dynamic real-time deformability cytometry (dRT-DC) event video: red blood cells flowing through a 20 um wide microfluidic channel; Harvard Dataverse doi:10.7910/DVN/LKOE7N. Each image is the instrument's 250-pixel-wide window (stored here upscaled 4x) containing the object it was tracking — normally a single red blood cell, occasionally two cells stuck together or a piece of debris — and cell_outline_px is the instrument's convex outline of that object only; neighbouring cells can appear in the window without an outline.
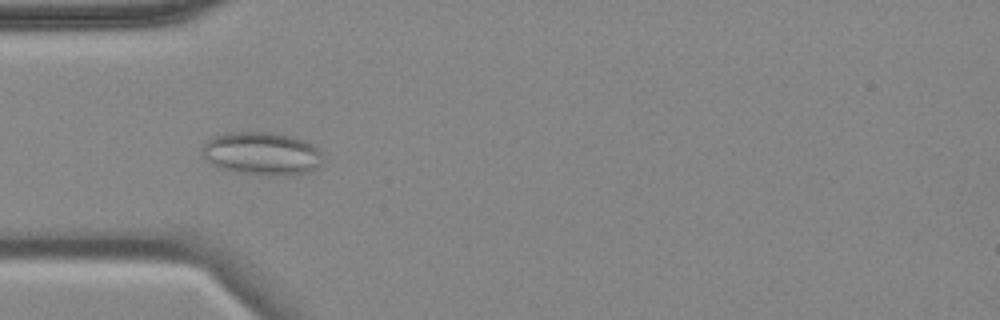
{"species": "common noctule bat (a hibernating species)", "species_latin": "Nyctalus noctula", "temperature_condition": "cold", "stored_images_in_passage": 5, "camera_frame_rate_fps": 3000, "um_per_image_px": 0.085, "animal": {"sex": "female", "body_mass_g": 18.4}, "frame": {"image": 1, "passage_image": 4, "time_ms": 3.667, "image_size_px": [1000, 320], "cell_outline_px": [[320, 164], [308, 172], [232, 172], [220, 168], [212, 164], [204, 156], [204, 144], [212, 136], [228, 132], [268, 132], [288, 136], [304, 140], [312, 144], [320, 152]], "centroid_in_image_um": [22.18, 12.99], "position_along_channel_um": 62.8, "area_um2": 28.78}}